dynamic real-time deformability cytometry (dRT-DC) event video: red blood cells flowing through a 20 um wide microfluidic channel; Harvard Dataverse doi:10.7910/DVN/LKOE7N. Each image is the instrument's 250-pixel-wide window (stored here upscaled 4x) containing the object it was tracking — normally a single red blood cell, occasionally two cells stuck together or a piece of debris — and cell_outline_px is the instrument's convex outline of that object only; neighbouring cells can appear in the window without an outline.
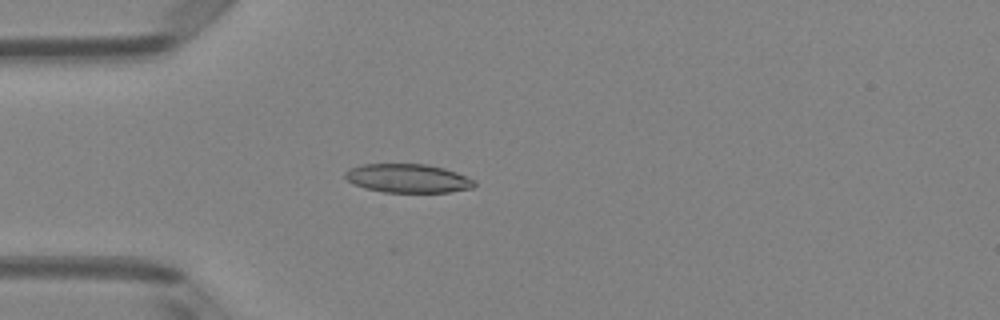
{"species": "Egyptian fruit bat (a non-hibernating species)", "species_latin": "Rousettus aegyptiacus", "temperature_condition": "room temperature", "stored_images_in_passage": 4, "camera_frame_rate_fps": 3000, "um_per_image_px": 0.085, "animal": {"sex": "female"}, "frame": {"image": 1, "passage_image": 4, "time_ms": 1.0, "image_size_px": [1000, 320], "cell_outline_px": [[476, 184], [472, 188], [448, 192], [384, 192], [364, 188], [348, 180], [344, 176], [344, 172], [348, 168], [364, 164], [428, 164], [444, 168], [456, 172], [476, 180]], "centroid_in_image_um": [34.68, 15.15], "position_along_channel_um": 50.3, "area_um2": 21.68}}